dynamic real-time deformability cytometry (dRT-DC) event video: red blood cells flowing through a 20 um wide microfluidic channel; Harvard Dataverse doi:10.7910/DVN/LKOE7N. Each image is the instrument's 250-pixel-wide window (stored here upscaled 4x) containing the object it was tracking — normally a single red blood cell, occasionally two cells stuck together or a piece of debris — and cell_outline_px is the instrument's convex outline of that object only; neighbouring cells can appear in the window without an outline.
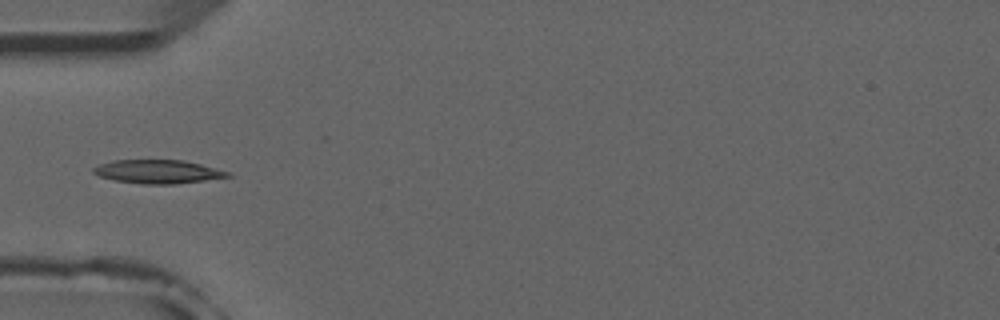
{"species": "common noctule bat (a hibernating species)", "species_latin": "Nyctalus noctula", "temperature_condition": "room temperature", "stored_images_in_passage": 5, "camera_frame_rate_fps": 3000, "um_per_image_px": 0.085, "animal": {"sex": "male", "forearm_length_mm": 52.5}, "frame": {"image": 1, "passage_image": 5, "time_ms": 4.667, "image_size_px": [1000, 320], "cell_outline_px": [[232, 176], [176, 184], [140, 184], [116, 180], [100, 176], [92, 172], [92, 168], [100, 164], [112, 160], [184, 160], [200, 164], [228, 172]], "centroid_in_image_um": [13.38, 14.59], "position_along_channel_um": 71.6, "area_um2": 18.26}}